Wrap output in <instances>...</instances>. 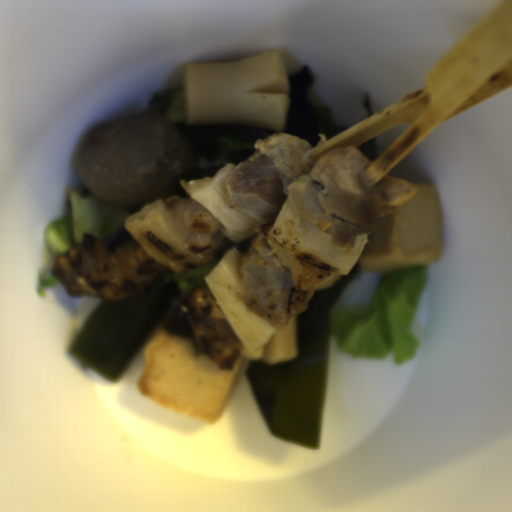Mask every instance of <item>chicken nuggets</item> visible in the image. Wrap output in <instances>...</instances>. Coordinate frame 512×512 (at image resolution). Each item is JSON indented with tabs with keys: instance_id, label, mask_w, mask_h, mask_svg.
<instances>
[{
	"instance_id": "1",
	"label": "chicken nuggets",
	"mask_w": 512,
	"mask_h": 512,
	"mask_svg": "<svg viewBox=\"0 0 512 512\" xmlns=\"http://www.w3.org/2000/svg\"><path fill=\"white\" fill-rule=\"evenodd\" d=\"M254 148L225 182L228 205L262 223L289 205L328 234L339 251L351 252L357 237L373 234L381 217L419 193L416 185L392 175L370 182L369 158L354 145L313 160L307 140L277 132L261 137Z\"/></svg>"
},
{
	"instance_id": "2",
	"label": "chicken nuggets",
	"mask_w": 512,
	"mask_h": 512,
	"mask_svg": "<svg viewBox=\"0 0 512 512\" xmlns=\"http://www.w3.org/2000/svg\"><path fill=\"white\" fill-rule=\"evenodd\" d=\"M174 271L124 230L108 238L85 233L82 242L55 258L51 273L67 295L115 305L134 301Z\"/></svg>"
},
{
	"instance_id": "3",
	"label": "chicken nuggets",
	"mask_w": 512,
	"mask_h": 512,
	"mask_svg": "<svg viewBox=\"0 0 512 512\" xmlns=\"http://www.w3.org/2000/svg\"><path fill=\"white\" fill-rule=\"evenodd\" d=\"M272 227L261 226L243 253L237 294L245 307L278 330L306 310L315 290L329 288L340 275L271 238Z\"/></svg>"
},
{
	"instance_id": "4",
	"label": "chicken nuggets",
	"mask_w": 512,
	"mask_h": 512,
	"mask_svg": "<svg viewBox=\"0 0 512 512\" xmlns=\"http://www.w3.org/2000/svg\"><path fill=\"white\" fill-rule=\"evenodd\" d=\"M165 332L190 341L194 354L232 370L243 346L208 286H195L168 318Z\"/></svg>"
},
{
	"instance_id": "5",
	"label": "chicken nuggets",
	"mask_w": 512,
	"mask_h": 512,
	"mask_svg": "<svg viewBox=\"0 0 512 512\" xmlns=\"http://www.w3.org/2000/svg\"><path fill=\"white\" fill-rule=\"evenodd\" d=\"M164 205L168 229L184 250L201 256L219 254L225 238L218 218L192 197L170 196Z\"/></svg>"
}]
</instances>
